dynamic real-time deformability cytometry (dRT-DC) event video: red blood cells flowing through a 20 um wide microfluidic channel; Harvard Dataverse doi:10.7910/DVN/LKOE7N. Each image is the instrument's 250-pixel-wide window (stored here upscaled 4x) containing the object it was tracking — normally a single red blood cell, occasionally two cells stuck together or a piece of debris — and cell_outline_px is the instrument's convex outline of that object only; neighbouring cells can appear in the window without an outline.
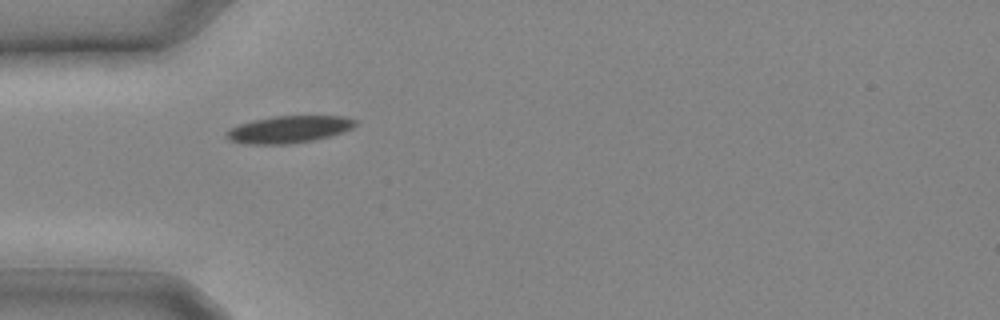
{"species": "common noctule bat (a hibernating species)", "species_latin": "Nyctalus noctula", "temperature_condition": "cold", "stored_images_in_passage": 13, "camera_frame_rate_fps": 3000, "um_per_image_px": 0.085, "animal": {"sex": "male", "body_mass_g": 20.4}, "frame": {"image": 1, "passage_image": 1, "time_ms": 0.0, "image_size_px": [1000, 320], "cell_outline_px": [[356, 124], [352, 128], [344, 132], [312, 140], [288, 144], [244, 144], [228, 140], [224, 136], [224, 132], [228, 128], [240, 124], [256, 120], [276, 116], [344, 116], [356, 120]], "centroid_in_image_um": [24.51, 11.0], "position_along_channel_um": 60.5, "area_um2": 20.35}}
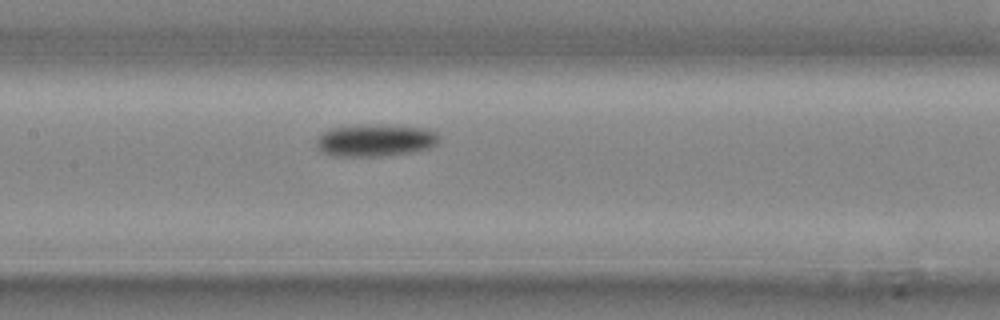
{"frame": {"image": 2, "passage_image": 6, "time_ms": 1.667, "image_size_px": [1000, 320], "cell_outline_px": [[440, 136], [436, 144], [428, 148], [412, 152], [380, 156], [332, 156], [324, 152], [316, 144], [320, 136], [324, 132], [332, 128], [356, 124], [380, 124], [428, 128], [436, 132]], "centroid_in_image_um": [31.94, 11.91], "position_along_channel_um": 175.5, "area_um2": 23.12}}
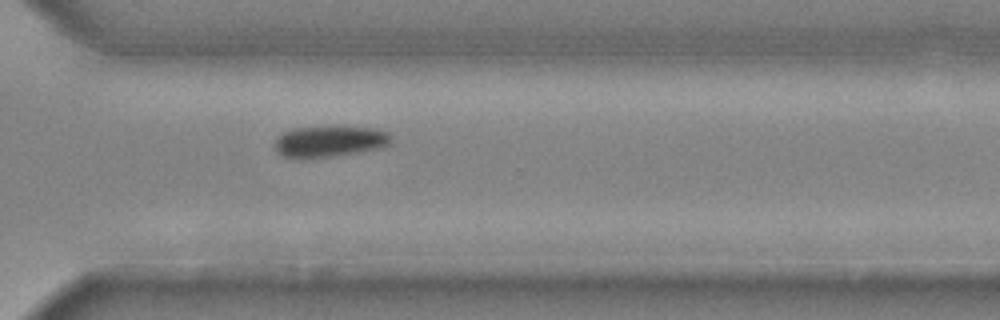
{"frame": {"image": 3, "passage_image": 13, "time_ms": 4.0, "image_size_px": [1000, 320], "cell_outline_px": [[388, 144], [384, 148], [332, 156], [304, 160], [300, 160], [284, 156], [276, 148], [276, 140], [284, 132], [292, 128], [336, 124], [376, 128], [388, 132]], "centroid_in_image_um": [28.02, 11.99], "position_along_channel_um": 342.6, "area_um2": 21.85}}